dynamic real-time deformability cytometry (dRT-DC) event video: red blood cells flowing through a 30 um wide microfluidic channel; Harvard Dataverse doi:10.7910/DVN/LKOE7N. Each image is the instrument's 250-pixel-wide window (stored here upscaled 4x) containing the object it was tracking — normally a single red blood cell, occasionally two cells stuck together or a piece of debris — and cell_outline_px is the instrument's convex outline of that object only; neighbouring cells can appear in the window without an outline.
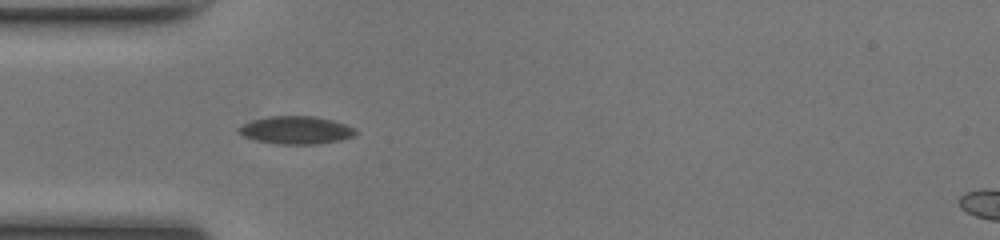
{"species": "common noctule bat (a hibernating species)", "species_latin": "Nyctalus noctula", "temperature_condition": "room temperature", "stored_images_in_passage": 43, "camera_frame_rate_fps": 3000, "um_per_image_px": 0.085, "animal": {"sex": "female", "body_mass_g": 17.0, "forearm_length_mm": 48.0}, "frame": {"image": 1, "passage_image": 8, "time_ms": 2.333, "image_size_px": [1000, 240], "cell_outline_px": [[356, 132], [352, 136], [340, 140], [320, 144], [276, 144], [256, 140], [244, 136], [236, 128], [252, 120], [268, 116], [312, 116], [332, 120], [356, 128]], "centroid_in_image_um": [25.16, 11.06], "position_along_channel_um": 59.8, "area_um2": 18.84}}
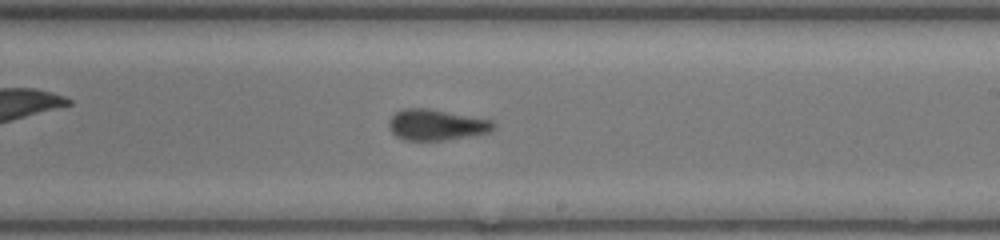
{"frame": {"image": 2, "passage_image": 22, "time_ms": 7.0, "image_size_px": [1000, 240], "cell_outline_px": [[496, 128], [488, 132], [444, 140], [404, 140], [396, 136], [388, 128], [388, 120], [396, 112], [404, 108], [428, 108], [488, 120], [496, 124]], "centroid_in_image_um": [37.02, 10.61], "position_along_channel_um": 252.0, "area_um2": 18.55}}
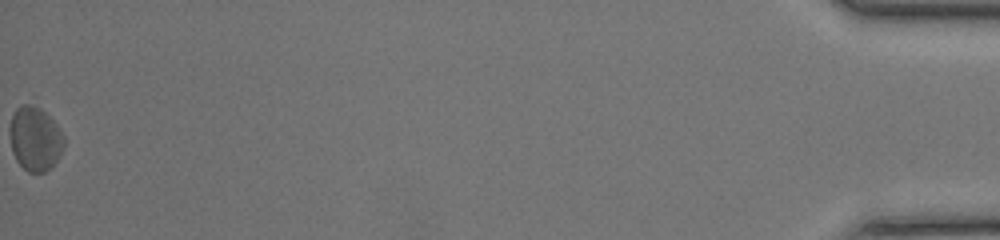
{"frame": {"image": 3, "passage_image": 43, "time_ms": 14.0, "image_size_px": [1000, 240], "cell_outline_px": [[64, 144], [60, 156], [44, 172], [28, 172], [16, 160], [12, 152], [12, 116], [16, 108], [24, 104], [28, 104], [44, 112], [56, 124], [64, 136]], "centroid_in_image_um": [3.0, 11.82], "position_along_channel_um": 432.2, "area_um2": 19.48}, "authors_computed_cell_mechanics": {"area_um2": 18.6116, "velocity_mm_per_s": 4.1486, "shape_relaxation_time_tau1_ms": 5.4888, "shape_relaxation_time_tau2_ms": 2.4939, "deformation_change_tau1": 0.1403, "deformation_change_tau2": 0.1108}}